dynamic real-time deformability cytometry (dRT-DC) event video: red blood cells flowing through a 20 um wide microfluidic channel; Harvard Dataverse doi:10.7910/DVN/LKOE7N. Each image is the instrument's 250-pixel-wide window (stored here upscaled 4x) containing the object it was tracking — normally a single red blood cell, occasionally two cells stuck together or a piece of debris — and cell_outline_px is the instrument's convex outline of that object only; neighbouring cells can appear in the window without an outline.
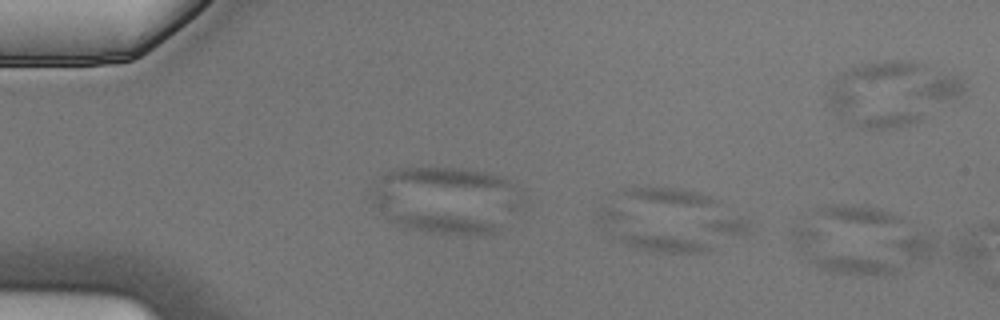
{"species": "Egyptian fruit bat (a non-hibernating species)", "species_latin": "Rousettus aegyptiacus", "temperature_condition": "cold", "stored_images_in_passage": 2, "segment_of_instrument_passage": [1, 2], "camera_frame_rate_fps": 3000, "um_per_image_px": 0.085, "animal": {"sex": "male"}, "frame": {"image": 1, "passage_image": 1, "time_ms": 0.0, "image_size_px": [1000, 320], "cell_outline_px": [[716, 248], [704, 252], [656, 252], [636, 248], [624, 244], [612, 236], [596, 224], [592, 220], [596, 212], [604, 208], [612, 208]], "centroid_in_image_um": [54.84, 19.86], "position_along_channel_um": 30.2, "area_um2": 18.61}}